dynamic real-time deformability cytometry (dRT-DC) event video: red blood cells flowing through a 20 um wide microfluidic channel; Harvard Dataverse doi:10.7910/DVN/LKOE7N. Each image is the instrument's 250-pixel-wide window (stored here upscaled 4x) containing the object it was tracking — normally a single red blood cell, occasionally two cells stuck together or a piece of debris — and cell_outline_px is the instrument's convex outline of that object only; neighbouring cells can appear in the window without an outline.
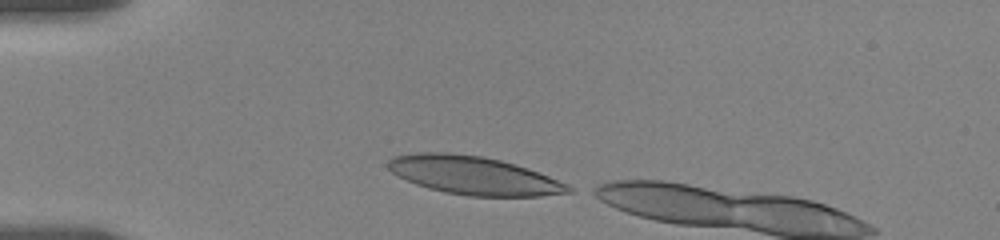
{"species": "human", "species_latin": "Homo sapiens", "temperature_condition": "room temperature", "stored_images_in_passage": 35, "camera_frame_rate_fps": 3000, "um_per_image_px": 0.085, "donor": {"sex": "female"}, "frame": {"image": 1, "passage_image": 1, "time_ms": 0.0, "image_size_px": [1000, 240], "cell_outline_px": [[572, 192], [540, 196], [468, 196], [444, 192], [428, 188], [416, 184], [392, 172], [388, 168], [388, 160], [392, 156], [416, 152], [448, 152], [484, 156], [500, 160], [528, 168], [568, 184], [572, 188]], "centroid_in_image_um": [40.25, 14.9], "position_along_channel_um": 44.8, "area_um2": 40.17}}
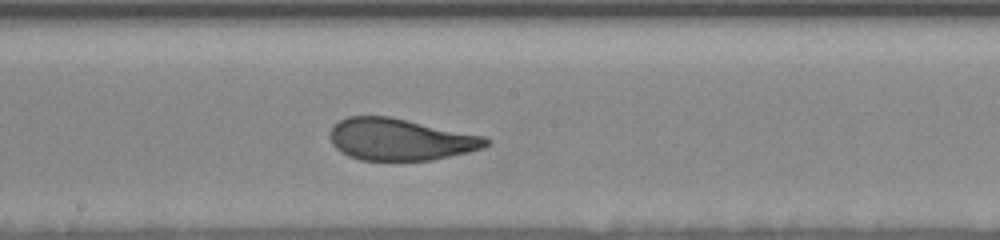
{"frame": {"image": 2, "passage_image": 16, "time_ms": 5.667, "image_size_px": [1000, 240], "cell_outline_px": [[492, 140], [484, 148], [468, 152], [432, 160], [360, 160], [348, 156], [336, 148], [332, 144], [332, 128], [340, 120], [348, 116], [388, 116], [484, 136]], "centroid_in_image_um": [34.05, 11.86], "position_along_channel_um": 214.2, "area_um2": 37.69}}
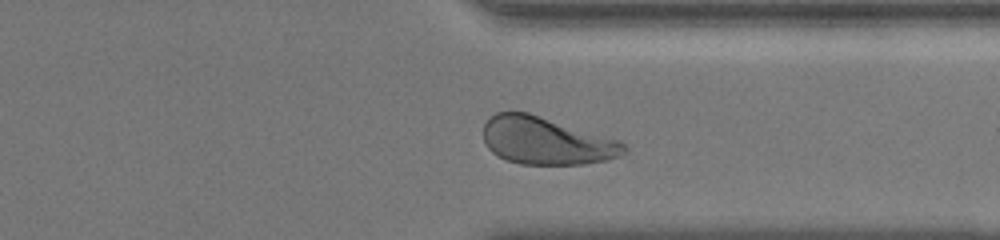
{"frame": {"image": 3, "passage_image": 29, "time_ms": 10.0, "image_size_px": [1000, 240], "cell_outline_px": [[628, 148], [620, 156], [604, 160], [584, 164], [520, 164], [496, 156], [488, 148], [484, 140], [484, 124], [496, 112], [528, 112], [620, 140]], "centroid_in_image_um": [46.43, 11.97], "position_along_channel_um": 365.0, "area_um2": 38.78}, "authors_computed_cell_mechanics": {"area_um2": 39.593, "velocity_mm_per_s": 3.4831, "shape_relaxation_time_tau1_ms": 4.4966, "shape_relaxation_time_tau2_ms": 0.8434, "deformation_change_tau1": 0.1834, "deformation_change_tau2": 0.0691}}